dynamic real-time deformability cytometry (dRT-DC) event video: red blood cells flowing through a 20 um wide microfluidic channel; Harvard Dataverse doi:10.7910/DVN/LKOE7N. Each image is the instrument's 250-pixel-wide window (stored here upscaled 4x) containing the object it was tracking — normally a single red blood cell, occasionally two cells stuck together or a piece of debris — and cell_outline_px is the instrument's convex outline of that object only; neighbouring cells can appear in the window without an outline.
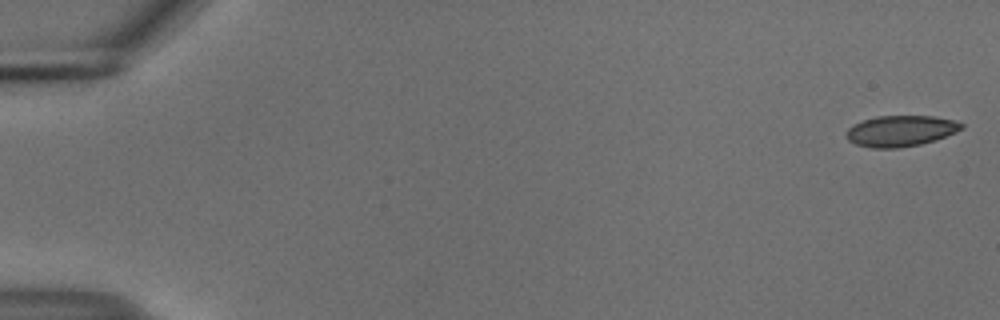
{"species": "common noctule bat (a hibernating species)", "species_latin": "Nyctalus noctula", "temperature_condition": "cold", "stored_images_in_passage": 30, "camera_frame_rate_fps": 3000, "um_per_image_px": 0.085, "animal": {"sex": "male", "body_mass_g": 18.8}, "frame": {"image": 1, "passage_image": 1, "time_ms": 0.0, "image_size_px": [1000, 320], "cell_outline_px": [[964, 128], [956, 132], [936, 140], [920, 144], [896, 148], [872, 148], [856, 144], [848, 140], [848, 128], [852, 124], [876, 116], [932, 116], [952, 120], [964, 124]], "centroid_in_image_um": [76.57, 11.13], "position_along_channel_um": 8.4, "area_um2": 20.63}}
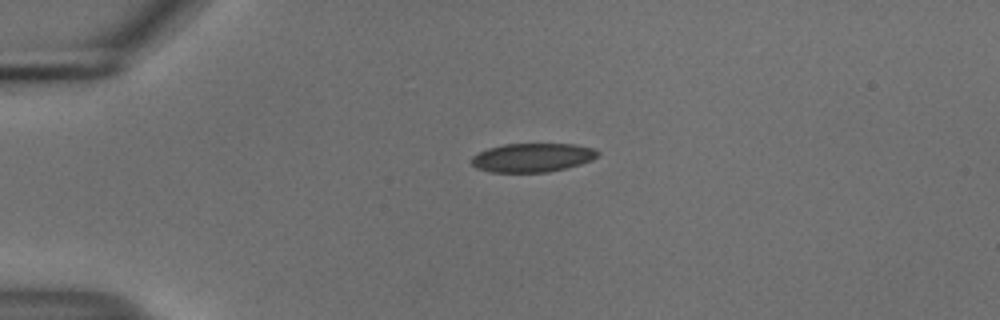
{"frame": {"image": 2, "passage_image": 13, "time_ms": 4.0, "image_size_px": [1000, 320], "cell_outline_px": [[600, 152], [592, 160], [580, 164], [548, 172], [488, 172], [476, 168], [472, 164], [472, 156], [488, 148], [504, 144], [576, 144], [596, 148]], "centroid_in_image_um": [45.27, 13.39], "position_along_channel_um": 39.7, "area_um2": 21.21}}
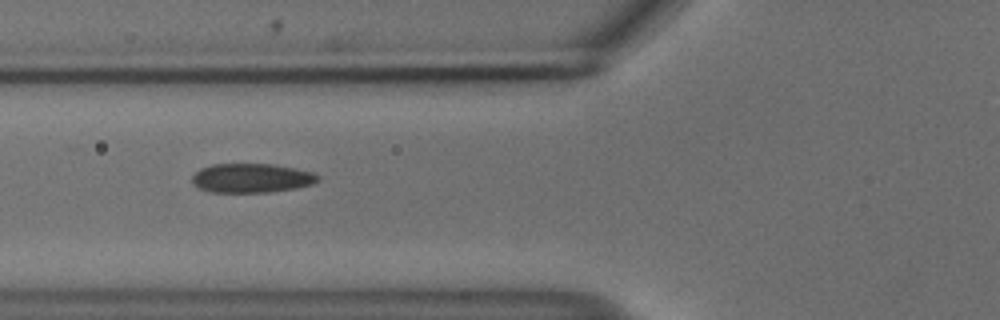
{"frame": {"image": 3, "passage_image": 21, "time_ms": 6.667, "image_size_px": [1000, 320], "cell_outline_px": [[320, 180], [312, 184], [296, 188], [268, 192], [208, 192], [196, 188], [192, 184], [192, 176], [200, 168], [212, 164], [272, 164], [296, 168], [312, 172], [320, 176]], "centroid_in_image_um": [21.35, 15.14], "position_along_channel_um": 104.4, "area_um2": 21.62}}